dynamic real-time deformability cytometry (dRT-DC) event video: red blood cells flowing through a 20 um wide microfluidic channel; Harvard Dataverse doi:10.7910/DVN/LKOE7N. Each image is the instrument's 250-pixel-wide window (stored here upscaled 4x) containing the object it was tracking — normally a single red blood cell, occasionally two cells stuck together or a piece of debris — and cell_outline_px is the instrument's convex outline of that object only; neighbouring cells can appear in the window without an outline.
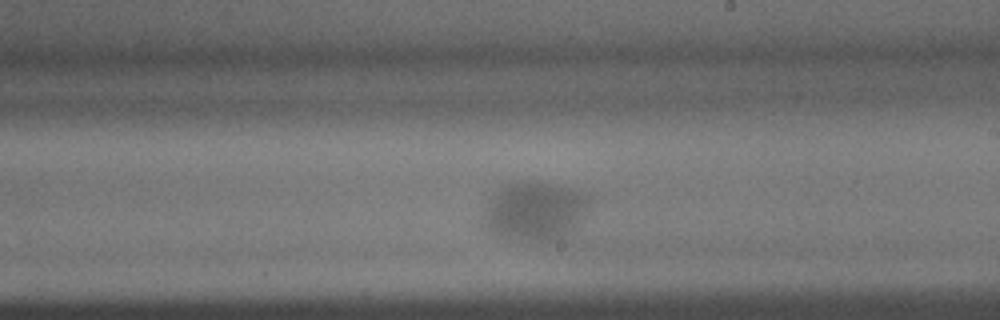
{"species": "common noctule bat (a hibernating species)", "species_latin": "Nyctalus noctula", "temperature_condition": "warm", "stored_images_in_passage": 24, "camera_frame_rate_fps": 3000, "um_per_image_px": 0.085, "animal": {"sex": "male", "body_mass_g": 15.6}, "frame": {"image": 1, "passage_image": 13, "time_ms": 4.0, "image_size_px": [1000, 320], "cell_outline_px": [[592, 204], [576, 224], [568, 232], [556, 240], [536, 240], [500, 236], [488, 228], [484, 224], [484, 216], [488, 200], [492, 192], [504, 184], [512, 180], [532, 180], [572, 188], [584, 192], [592, 196]], "centroid_in_image_um": [45.47, 17.85], "position_along_channel_um": 243.5, "area_um2": 36.24}}
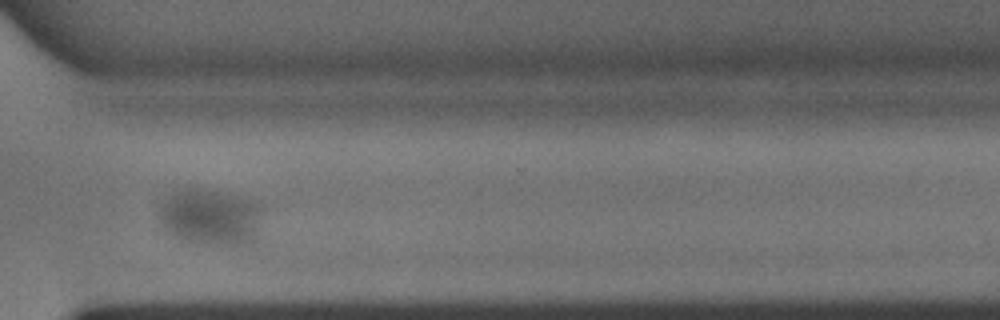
{"frame": {"image": 2, "passage_image": 19, "time_ms": 6.0, "image_size_px": [1000, 320], "cell_outline_px": [[256, 228], [252, 240], [244, 244], [200, 244], [180, 240], [164, 232], [160, 224], [156, 212], [160, 204], [172, 192], [184, 188], [200, 188], [220, 192], [256, 204]], "centroid_in_image_um": [17.64, 18.47], "position_along_channel_um": 353.0, "area_um2": 33.12}}
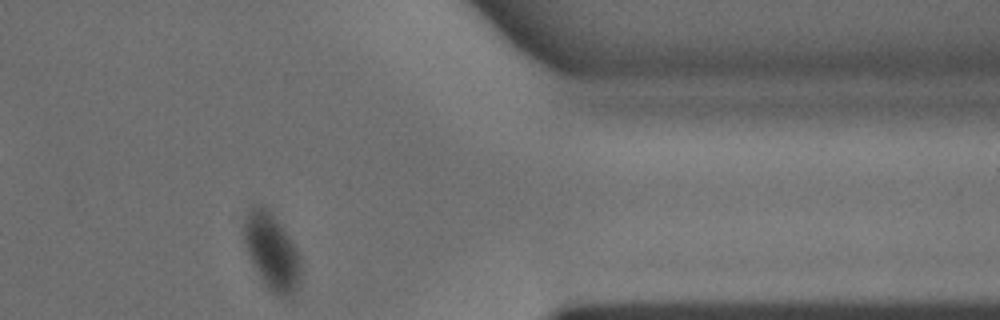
{"frame": {"image": 3, "passage_image": 22, "time_ms": 7.0, "image_size_px": [1000, 320], "cell_outline_px": [[304, 276], [292, 300], [288, 300], [276, 296], [268, 288], [260, 276], [248, 252], [244, 240], [244, 220], [248, 208], [252, 204], [260, 204], [272, 212], [296, 248], [300, 256]], "centroid_in_image_um": [23.17, 21.45], "position_along_channel_um": 388.2, "area_um2": 25.84}}